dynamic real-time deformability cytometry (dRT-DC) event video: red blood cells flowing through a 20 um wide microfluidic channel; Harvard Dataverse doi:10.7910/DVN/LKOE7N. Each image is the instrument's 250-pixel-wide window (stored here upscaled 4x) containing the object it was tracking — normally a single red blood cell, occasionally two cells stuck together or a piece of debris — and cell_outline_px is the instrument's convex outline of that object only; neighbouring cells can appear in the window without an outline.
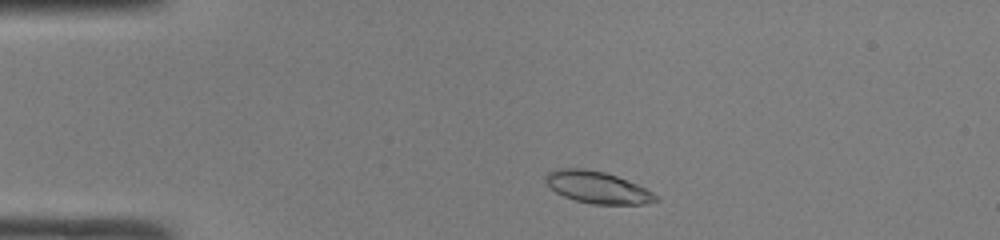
{"species": "common noctule bat (a hibernating species)", "species_latin": "Nyctalus noctula", "temperature_condition": "room temperature", "stored_images_in_passage": 41, "camera_frame_rate_fps": 3000, "um_per_image_px": 0.085, "animal": {"sex": "male", "body_mass_g": 19.0, "forearm_length_mm": 50.8}, "frame": {"image": 1, "passage_image": 3, "time_ms": 0.667, "image_size_px": [1000, 240], "cell_outline_px": [[660, 200], [644, 204], [592, 204], [576, 200], [564, 196], [556, 192], [544, 180], [544, 176], [548, 172], [556, 168], [584, 168], [604, 172], [616, 176], [636, 184], [660, 196]], "centroid_in_image_um": [50.78, 15.92], "position_along_channel_um": 34.2, "area_um2": 20.4}}
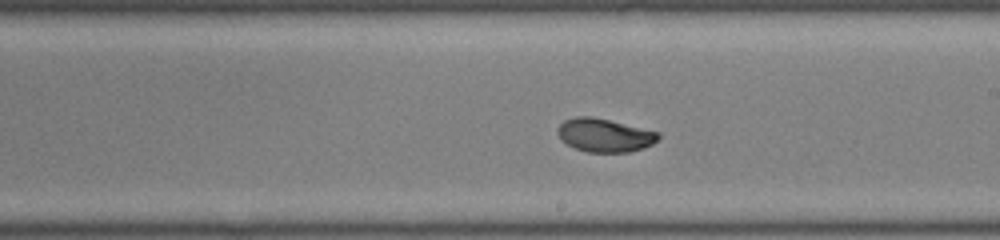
{"frame": {"image": 2, "passage_image": 21, "time_ms": 6.667, "image_size_px": [1000, 240], "cell_outline_px": [[660, 136], [652, 144], [644, 148], [628, 152], [588, 152], [576, 148], [560, 140], [556, 132], [556, 128], [564, 120], [576, 116], [592, 116], [660, 132]], "centroid_in_image_um": [51.36, 11.48], "position_along_channel_um": 237.6, "area_um2": 19.65}}
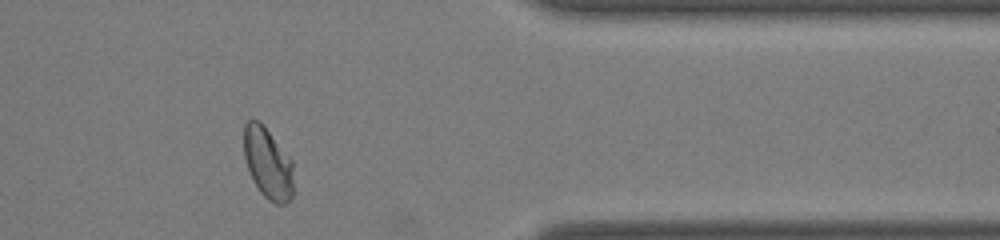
{"frame": {"image": 3, "passage_image": 33, "time_ms": 10.667, "image_size_px": [1000, 240], "cell_outline_px": [[292, 196], [284, 204], [276, 204], [268, 200], [260, 192], [248, 168], [244, 156], [244, 124], [248, 120], [260, 120], [292, 160]], "centroid_in_image_um": [22.76, 13.85], "position_along_channel_um": 388.6, "area_um2": 20.35}, "authors_computed_cell_mechanics": {"area_um2": 20.1722, "velocity_mm_per_s": 4.1757, "shape_relaxation_time_tau1_ms": 3.5971, "shape_relaxation_time_tau2_ms": null, "deformation_change_tau1": 0.1481, "deformation_change_tau2": null}}